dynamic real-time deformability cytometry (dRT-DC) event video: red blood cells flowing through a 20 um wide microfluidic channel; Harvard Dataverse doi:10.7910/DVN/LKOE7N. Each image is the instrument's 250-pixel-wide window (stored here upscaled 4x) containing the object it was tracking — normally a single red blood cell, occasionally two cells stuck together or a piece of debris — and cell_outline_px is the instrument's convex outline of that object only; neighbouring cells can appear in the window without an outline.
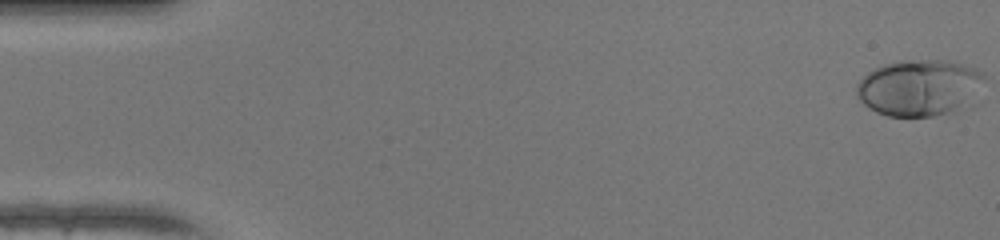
{"species": "human", "species_latin": "Homo sapiens", "temperature_condition": "warm", "stored_images_in_passage": 49, "camera_frame_rate_fps": 3000, "um_per_image_px": 0.085, "donor": {"sex": "female"}, "frame": {"image": 1, "passage_image": 1, "time_ms": 0.0, "image_size_px": [1000, 240], "cell_outline_px": [[984, 80], [976, 104], [972, 108], [936, 116], [888, 116], [876, 112], [868, 108], [856, 96], [856, 84], [868, 72], [884, 64], [900, 60], [940, 60], [964, 64], [976, 68], [984, 72]], "centroid_in_image_um": [78.24, 7.48], "position_along_channel_um": 6.8, "area_um2": 43.18}}
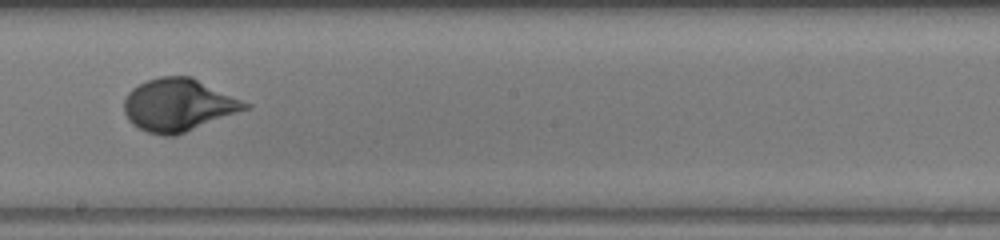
{"frame": {"image": 2, "passage_image": 28, "time_ms": 9.0, "image_size_px": [1000, 240], "cell_outline_px": [[252, 108], [176, 136], [164, 136], [148, 132], [132, 124], [128, 120], [124, 112], [124, 100], [128, 92], [132, 88], [148, 80], [160, 76], [192, 76], [252, 104]], "centroid_in_image_um": [15.21, 8.93], "position_along_channel_um": 233.0, "area_um2": 37.51}}
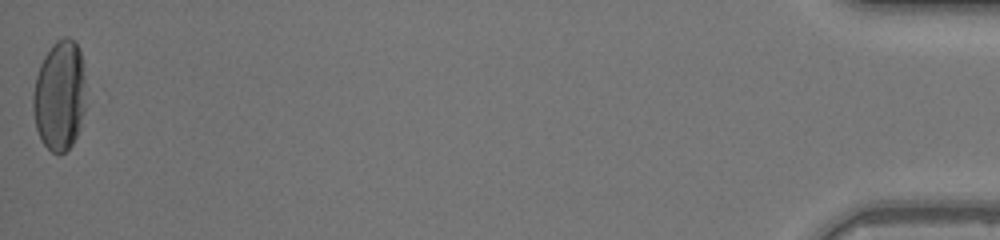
{"frame": {"image": 3, "passage_image": 49, "time_ms": 16.0, "image_size_px": [1000, 240], "cell_outline_px": [[84, 112], [80, 128], [72, 144], [60, 156], [52, 152], [40, 140], [36, 128], [32, 108], [32, 92], [36, 76], [40, 64], [44, 56], [52, 44], [56, 40], [64, 36], [68, 36], [76, 40], [80, 52], [84, 76]], "centroid_in_image_um": [5.04, 8.12], "position_along_channel_um": 430.2, "area_um2": 34.28}, "authors_computed_cell_mechanics": {"area_um2": 36.3562, "velocity_mm_per_s": 4.2622, "shape_relaxation_time_tau1_ms": 3.7527, "shape_relaxation_time_tau2_ms": null, "deformation_change_tau1": 0.2094, "deformation_change_tau2": null}}